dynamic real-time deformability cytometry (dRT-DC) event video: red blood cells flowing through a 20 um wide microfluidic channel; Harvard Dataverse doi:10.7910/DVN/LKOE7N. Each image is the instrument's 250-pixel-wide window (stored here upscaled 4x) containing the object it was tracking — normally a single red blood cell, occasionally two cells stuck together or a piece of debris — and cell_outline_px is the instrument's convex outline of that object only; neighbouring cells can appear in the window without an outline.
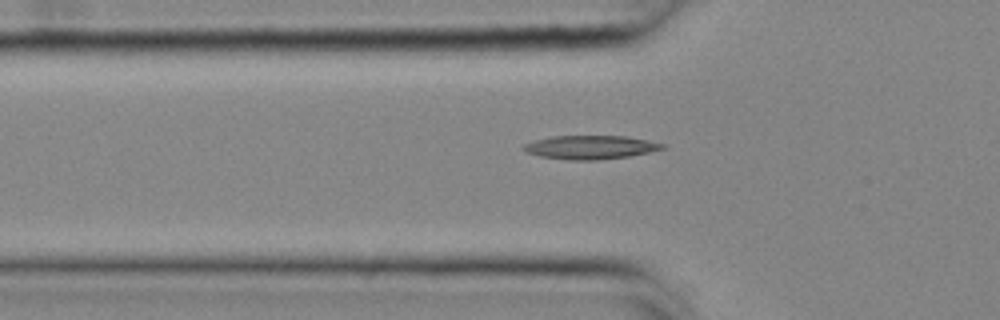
{"species": "common noctule bat (a hibernating species)", "species_latin": "Nyctalus noctula", "temperature_condition": "cold", "stored_images_in_passage": 53, "camera_frame_rate_fps": 3000, "um_per_image_px": 0.085, "animal": {"sex": "female", "body_mass_g": 25.1}, "frame": {"image": 1, "passage_image": 18, "time_ms": 5.667, "image_size_px": [1000, 320], "cell_outline_px": [[668, 148], [628, 156], [596, 160], [568, 160], [540, 156], [524, 152], [520, 148], [524, 144], [536, 140], [552, 136], [628, 136], [664, 144]], "centroid_in_image_um": [50.16, 12.52], "position_along_channel_um": 75.6, "area_um2": 19.13}}
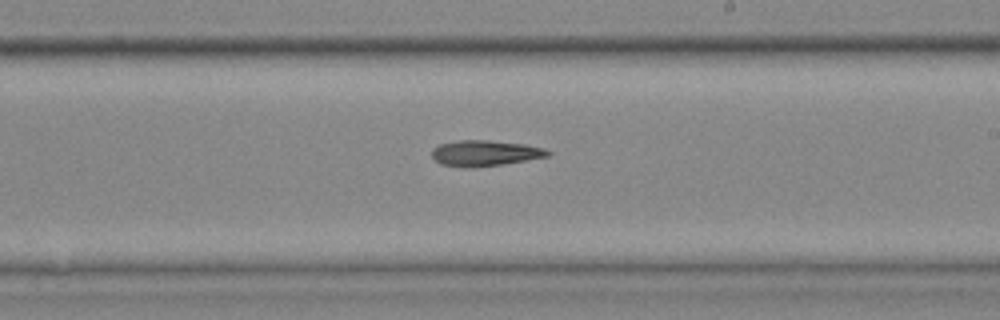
{"frame": {"image": 2, "passage_image": 32, "time_ms": 10.333, "image_size_px": [1000, 320], "cell_outline_px": [[552, 152], [548, 156], [500, 164], [472, 168], [440, 164], [432, 156], [432, 148], [440, 144], [456, 140], [488, 140], [524, 144], [544, 148]], "centroid_in_image_um": [41.19, 13.01], "position_along_channel_um": 247.8, "area_um2": 17.22}}
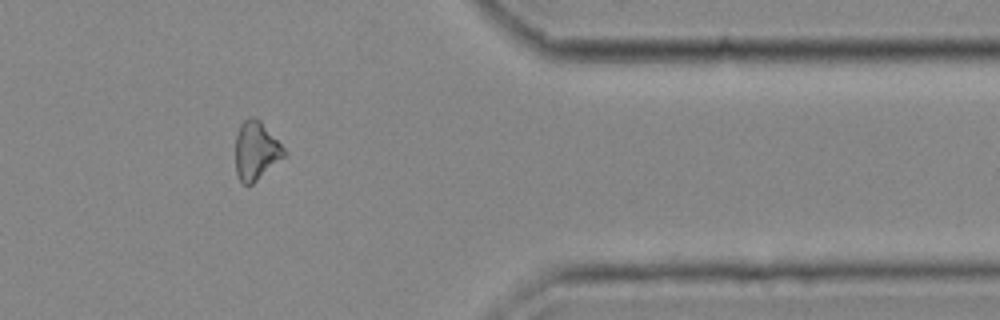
{"frame": {"image": 3, "passage_image": 45, "time_ms": 14.667, "image_size_px": [1000, 320], "cell_outline_px": [[288, 152], [284, 156], [252, 184], [244, 184], [240, 180], [236, 172], [236, 136], [240, 124], [248, 116], [252, 116], [260, 120]], "centroid_in_image_um": [21.75, 12.78], "position_along_channel_um": 389.6, "area_um2": 16.36}}